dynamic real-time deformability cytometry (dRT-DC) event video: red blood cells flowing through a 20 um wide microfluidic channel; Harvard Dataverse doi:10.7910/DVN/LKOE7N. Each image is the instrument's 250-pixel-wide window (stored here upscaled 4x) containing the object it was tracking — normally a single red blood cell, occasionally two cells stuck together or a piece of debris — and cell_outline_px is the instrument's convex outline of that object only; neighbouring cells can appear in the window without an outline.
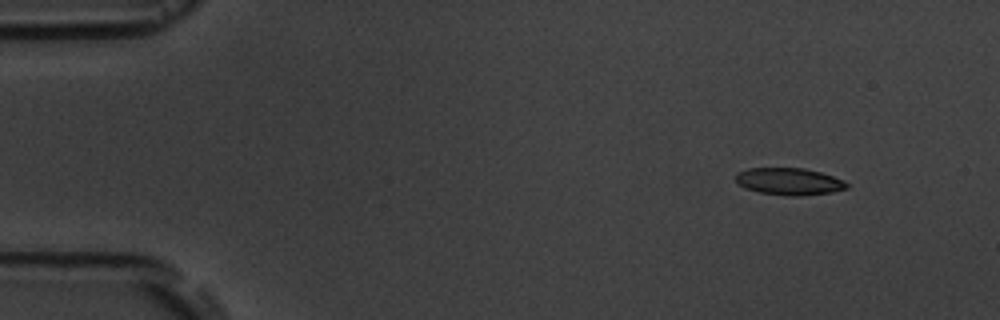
{"species": "common noctule bat (a hibernating species)", "species_latin": "Nyctalus noctula", "temperature_condition": "room temperature", "stored_images_in_passage": 5, "camera_frame_rate_fps": 3000, "um_per_image_px": 0.085, "animal": {"sex": "male", "body_mass_g": 19.5, "forearm_length_mm": 54.6}, "frame": {"image": 1, "passage_image": 2, "time_ms": 1.333, "image_size_px": [1000, 320], "cell_outline_px": [[848, 188], [832, 192], [800, 196], [784, 196], [756, 192], [744, 188], [736, 180], [736, 172], [748, 168], [804, 168], [820, 172], [844, 180], [848, 184]], "centroid_in_image_um": [67.06, 15.43], "position_along_channel_um": 17.9, "area_um2": 17.69}}
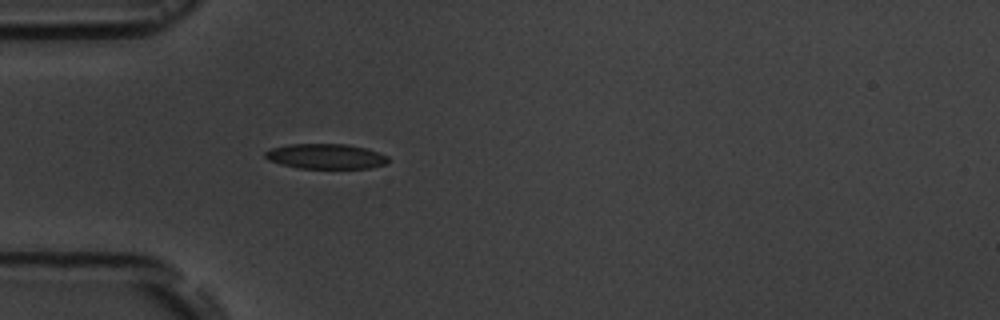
{"frame": {"image": 2, "passage_image": 5, "time_ms": 5.0, "image_size_px": [1000, 320], "cell_outline_px": [[388, 160], [384, 164], [368, 168], [296, 168], [280, 164], [268, 160], [264, 156], [264, 152], [272, 148], [288, 144], [348, 144], [364, 148], [388, 156]], "centroid_in_image_um": [27.63, 13.29], "position_along_channel_um": 57.4, "area_um2": 17.86}}